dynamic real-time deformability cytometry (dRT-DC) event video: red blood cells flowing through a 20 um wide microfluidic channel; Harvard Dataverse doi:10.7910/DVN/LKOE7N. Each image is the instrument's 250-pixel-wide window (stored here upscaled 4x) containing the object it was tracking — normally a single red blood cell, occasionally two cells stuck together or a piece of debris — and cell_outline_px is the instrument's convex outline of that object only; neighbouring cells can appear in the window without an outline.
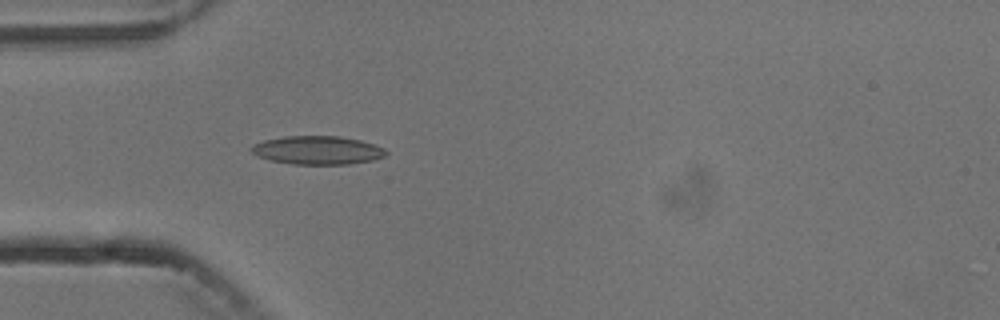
{"species": "common noctule bat (a hibernating species)", "species_latin": "Nyctalus noctula", "temperature_condition": "cold", "stored_images_in_passage": 4, "camera_frame_rate_fps": 3000, "um_per_image_px": 0.085, "animal": {"sex": "male", "body_mass_g": 13.3}, "frame": {"image": 1, "passage_image": 4, "time_ms": 4.667, "image_size_px": [1000, 320], "cell_outline_px": [[388, 152], [384, 156], [372, 160], [352, 164], [292, 164], [268, 160], [256, 156], [248, 148], [252, 144], [264, 140], [284, 136], [340, 136], [360, 140], [384, 148]], "centroid_in_image_um": [26.93, 12.77], "position_along_channel_um": 58.1, "area_um2": 22.48}}